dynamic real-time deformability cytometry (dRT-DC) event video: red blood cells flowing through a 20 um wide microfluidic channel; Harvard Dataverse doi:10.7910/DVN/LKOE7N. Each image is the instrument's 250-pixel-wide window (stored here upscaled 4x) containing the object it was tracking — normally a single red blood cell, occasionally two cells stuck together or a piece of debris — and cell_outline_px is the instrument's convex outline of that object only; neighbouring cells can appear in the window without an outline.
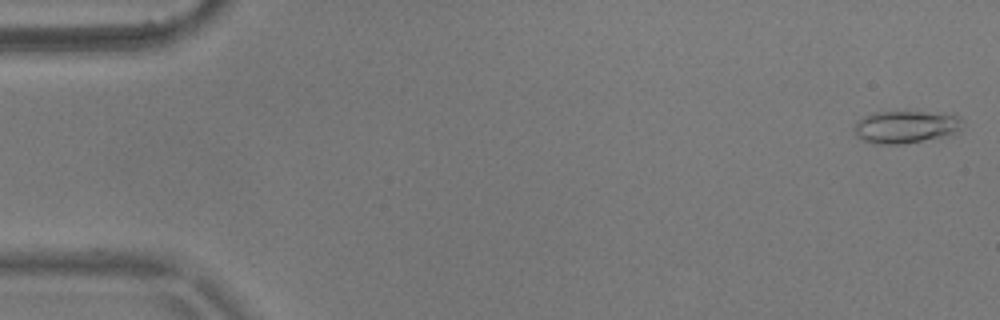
{"species": "common noctule bat (a hibernating species)", "species_latin": "Nyctalus noctula", "temperature_condition": "warm", "stored_images_in_passage": 5, "camera_frame_rate_fps": 3000, "um_per_image_px": 0.085, "animal": {"sex": "male", "body_mass_g": 17.9}, "frame": {"image": 1, "passage_image": 1, "time_ms": 0.0, "image_size_px": [1000, 320], "cell_outline_px": [[964, 120], [960, 132], [952, 136], [900, 144], [872, 144], [860, 140], [856, 136], [852, 128], [856, 120], [872, 112], [952, 112], [960, 116]], "centroid_in_image_um": [77.04, 10.78], "position_along_channel_um": 8.0, "area_um2": 21.5}}